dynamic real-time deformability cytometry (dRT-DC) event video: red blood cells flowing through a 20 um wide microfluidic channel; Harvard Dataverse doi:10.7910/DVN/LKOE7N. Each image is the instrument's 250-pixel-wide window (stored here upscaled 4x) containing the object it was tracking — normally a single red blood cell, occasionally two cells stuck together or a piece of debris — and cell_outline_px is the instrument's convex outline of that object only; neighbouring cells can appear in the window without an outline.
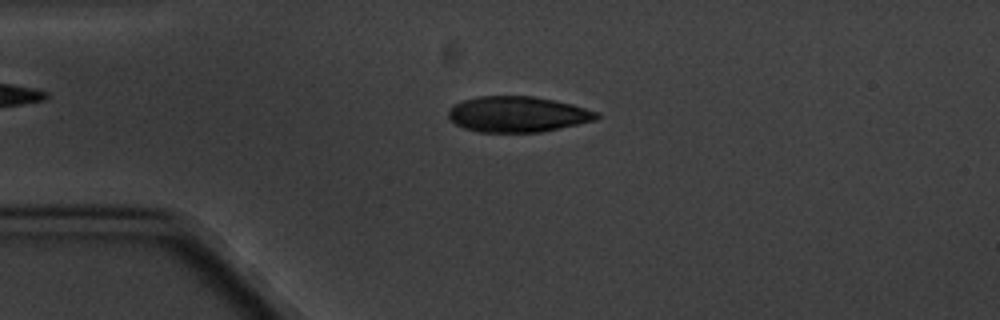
{"species": "common noctule bat (a hibernating species)", "species_latin": "Nyctalus noctula", "temperature_condition": "cold", "stored_images_in_passage": 4, "camera_frame_rate_fps": 3000, "um_per_image_px": 0.085, "animal": {"sex": "male", "body_mass_g": 20.1, "forearm_length_mm": 53.5}, "frame": {"image": 1, "passage_image": 3, "time_ms": 2.333, "image_size_px": [1000, 320], "cell_outline_px": [[600, 116], [596, 120], [580, 124], [540, 132], [476, 132], [464, 128], [448, 120], [448, 112], [452, 104], [464, 100], [480, 96], [532, 96], [572, 104], [596, 112]], "centroid_in_image_um": [43.95, 9.72], "position_along_channel_um": 41.0, "area_um2": 30.87}}